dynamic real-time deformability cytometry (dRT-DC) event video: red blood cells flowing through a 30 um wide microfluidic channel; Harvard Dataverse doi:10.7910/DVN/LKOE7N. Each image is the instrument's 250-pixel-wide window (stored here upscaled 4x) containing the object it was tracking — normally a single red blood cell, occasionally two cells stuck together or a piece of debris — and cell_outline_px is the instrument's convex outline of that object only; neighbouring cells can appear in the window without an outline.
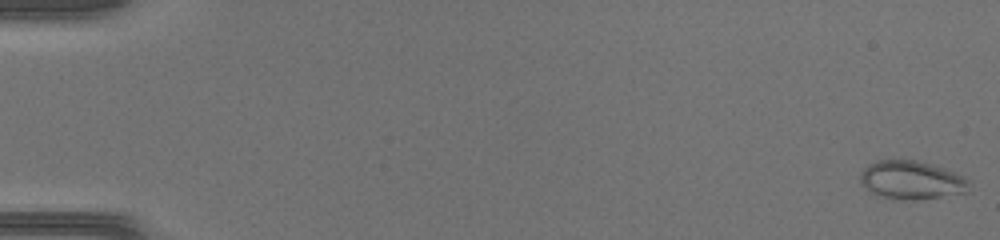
{"species": "common noctule bat (a hibernating species)", "species_latin": "Nyctalus noctula", "temperature_condition": "warm", "stored_images_in_passage": 4, "camera_frame_rate_fps": 3000, "um_per_image_px": 0.085, "animal": {"sex": "female", "body_mass_g": 17.0, "forearm_length_mm": 48.0}, "frame": {"image": 1, "passage_image": 1, "time_ms": 0.0, "image_size_px": [1000, 240], "cell_outline_px": [[968, 192], [912, 200], [896, 200], [876, 196], [860, 184], [860, 172], [868, 164], [876, 160], [916, 160], [932, 164], [944, 168], [964, 176], [968, 180]], "centroid_in_image_um": [77.42, 15.31], "position_along_channel_um": 7.6, "area_um2": 24.57}}